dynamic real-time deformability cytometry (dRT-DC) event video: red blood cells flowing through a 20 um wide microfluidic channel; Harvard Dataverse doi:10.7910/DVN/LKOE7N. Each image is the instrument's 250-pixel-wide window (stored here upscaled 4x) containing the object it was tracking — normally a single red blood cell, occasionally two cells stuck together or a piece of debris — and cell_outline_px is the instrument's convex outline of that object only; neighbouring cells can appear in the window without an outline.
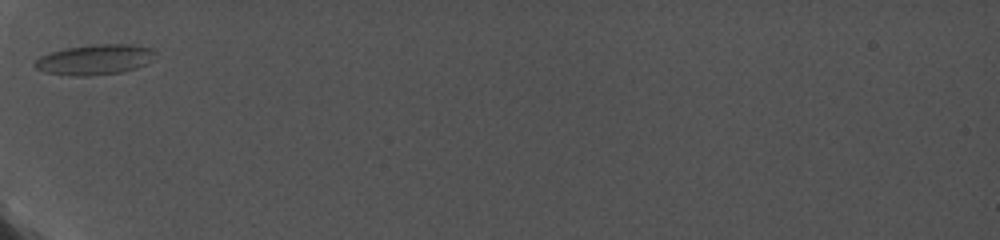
{"species": "common noctule bat (a hibernating species)", "species_latin": "Nyctalus noctula", "temperature_condition": "cold", "stored_images_in_passage": 22, "camera_frame_rate_fps": 5000, "um_per_image_px": 0.085, "animal": {"sex": "female", "body_mass_g": 19.0, "forearm_length_mm": 56.7}, "frame": {"image": 1, "passage_image": 1, "time_ms": 0.0, "image_size_px": [1000, 240], "cell_outline_px": [[156, 52], [152, 60], [148, 64], [136, 68], [120, 72], [88, 76], [72, 76], [48, 72], [36, 68], [32, 64], [40, 56], [52, 52], [68, 48], [92, 44], [132, 44], [152, 48]], "centroid_in_image_um": [8.1, 5.06], "position_along_channel_um": 76.9, "area_um2": 21.21}, "authors_computed_cell_mechanics": {"area_um2": 10.8953, "velocity_mm_per_s": 2.9285, "shape_relaxation_time_tau1_ms": 8.6524, "shape_relaxation_time_tau2_ms": null, "deformation_change_tau1": 0.4825, "deformation_change_tau2": null}}